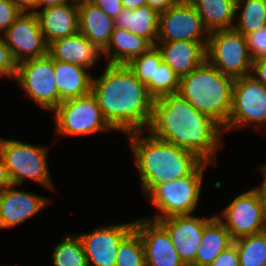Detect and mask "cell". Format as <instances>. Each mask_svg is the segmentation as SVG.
Here are the masks:
<instances>
[{"label": "cell", "mask_w": 266, "mask_h": 266, "mask_svg": "<svg viewBox=\"0 0 266 266\" xmlns=\"http://www.w3.org/2000/svg\"><path fill=\"white\" fill-rule=\"evenodd\" d=\"M148 133L155 138L195 153L216 165L223 145V128L211 117L197 111L178 92L154 100Z\"/></svg>", "instance_id": "obj_1"}, {"label": "cell", "mask_w": 266, "mask_h": 266, "mask_svg": "<svg viewBox=\"0 0 266 266\" xmlns=\"http://www.w3.org/2000/svg\"><path fill=\"white\" fill-rule=\"evenodd\" d=\"M91 93L114 131L146 132L155 99L127 64H106L99 78L93 76Z\"/></svg>", "instance_id": "obj_2"}, {"label": "cell", "mask_w": 266, "mask_h": 266, "mask_svg": "<svg viewBox=\"0 0 266 266\" xmlns=\"http://www.w3.org/2000/svg\"><path fill=\"white\" fill-rule=\"evenodd\" d=\"M144 134L139 131L126 135L146 195L158 184L191 175L204 162L191 151Z\"/></svg>", "instance_id": "obj_3"}, {"label": "cell", "mask_w": 266, "mask_h": 266, "mask_svg": "<svg viewBox=\"0 0 266 266\" xmlns=\"http://www.w3.org/2000/svg\"><path fill=\"white\" fill-rule=\"evenodd\" d=\"M234 80L205 60L180 78L178 93L224 128L231 110Z\"/></svg>", "instance_id": "obj_4"}, {"label": "cell", "mask_w": 266, "mask_h": 266, "mask_svg": "<svg viewBox=\"0 0 266 266\" xmlns=\"http://www.w3.org/2000/svg\"><path fill=\"white\" fill-rule=\"evenodd\" d=\"M208 165L211 164L203 162L191 175L156 185L145 196L159 212L146 219L157 221L173 215L192 214L200 199L203 172Z\"/></svg>", "instance_id": "obj_5"}, {"label": "cell", "mask_w": 266, "mask_h": 266, "mask_svg": "<svg viewBox=\"0 0 266 266\" xmlns=\"http://www.w3.org/2000/svg\"><path fill=\"white\" fill-rule=\"evenodd\" d=\"M0 154L12 181L19 186L31 179L54 190L48 166V148L13 139L0 137Z\"/></svg>", "instance_id": "obj_6"}, {"label": "cell", "mask_w": 266, "mask_h": 266, "mask_svg": "<svg viewBox=\"0 0 266 266\" xmlns=\"http://www.w3.org/2000/svg\"><path fill=\"white\" fill-rule=\"evenodd\" d=\"M206 60L234 79L252 74L253 59L246 37L234 28L209 33Z\"/></svg>", "instance_id": "obj_7"}, {"label": "cell", "mask_w": 266, "mask_h": 266, "mask_svg": "<svg viewBox=\"0 0 266 266\" xmlns=\"http://www.w3.org/2000/svg\"><path fill=\"white\" fill-rule=\"evenodd\" d=\"M53 112L56 134L60 136H86L114 131L104 119L92 93L62 101Z\"/></svg>", "instance_id": "obj_8"}, {"label": "cell", "mask_w": 266, "mask_h": 266, "mask_svg": "<svg viewBox=\"0 0 266 266\" xmlns=\"http://www.w3.org/2000/svg\"><path fill=\"white\" fill-rule=\"evenodd\" d=\"M247 125L266 131V87L252 74L234 80L231 110L223 132Z\"/></svg>", "instance_id": "obj_9"}, {"label": "cell", "mask_w": 266, "mask_h": 266, "mask_svg": "<svg viewBox=\"0 0 266 266\" xmlns=\"http://www.w3.org/2000/svg\"><path fill=\"white\" fill-rule=\"evenodd\" d=\"M218 219L233 240L266 230V197L261 186L254 187L232 200ZM221 217V218H220Z\"/></svg>", "instance_id": "obj_10"}, {"label": "cell", "mask_w": 266, "mask_h": 266, "mask_svg": "<svg viewBox=\"0 0 266 266\" xmlns=\"http://www.w3.org/2000/svg\"><path fill=\"white\" fill-rule=\"evenodd\" d=\"M14 81L41 109L53 111L60 104L54 60L48 54L17 64Z\"/></svg>", "instance_id": "obj_11"}, {"label": "cell", "mask_w": 266, "mask_h": 266, "mask_svg": "<svg viewBox=\"0 0 266 266\" xmlns=\"http://www.w3.org/2000/svg\"><path fill=\"white\" fill-rule=\"evenodd\" d=\"M209 32L189 0L159 13L157 41H208Z\"/></svg>", "instance_id": "obj_12"}, {"label": "cell", "mask_w": 266, "mask_h": 266, "mask_svg": "<svg viewBox=\"0 0 266 266\" xmlns=\"http://www.w3.org/2000/svg\"><path fill=\"white\" fill-rule=\"evenodd\" d=\"M2 35L16 64L48 54L36 13L22 12Z\"/></svg>", "instance_id": "obj_13"}, {"label": "cell", "mask_w": 266, "mask_h": 266, "mask_svg": "<svg viewBox=\"0 0 266 266\" xmlns=\"http://www.w3.org/2000/svg\"><path fill=\"white\" fill-rule=\"evenodd\" d=\"M134 230V221L95 228L79 233L89 266H115L120 243Z\"/></svg>", "instance_id": "obj_14"}, {"label": "cell", "mask_w": 266, "mask_h": 266, "mask_svg": "<svg viewBox=\"0 0 266 266\" xmlns=\"http://www.w3.org/2000/svg\"><path fill=\"white\" fill-rule=\"evenodd\" d=\"M209 218L195 217L191 214L173 215L157 222L167 231L181 261L185 266H194V260Z\"/></svg>", "instance_id": "obj_15"}, {"label": "cell", "mask_w": 266, "mask_h": 266, "mask_svg": "<svg viewBox=\"0 0 266 266\" xmlns=\"http://www.w3.org/2000/svg\"><path fill=\"white\" fill-rule=\"evenodd\" d=\"M134 230L142 240L146 266H185L169 234L157 221L136 219Z\"/></svg>", "instance_id": "obj_16"}, {"label": "cell", "mask_w": 266, "mask_h": 266, "mask_svg": "<svg viewBox=\"0 0 266 266\" xmlns=\"http://www.w3.org/2000/svg\"><path fill=\"white\" fill-rule=\"evenodd\" d=\"M14 187L12 184L0 192V230L20 225L51 202L49 198Z\"/></svg>", "instance_id": "obj_17"}, {"label": "cell", "mask_w": 266, "mask_h": 266, "mask_svg": "<svg viewBox=\"0 0 266 266\" xmlns=\"http://www.w3.org/2000/svg\"><path fill=\"white\" fill-rule=\"evenodd\" d=\"M208 41H157L162 61L180 78L190 73L206 60Z\"/></svg>", "instance_id": "obj_18"}, {"label": "cell", "mask_w": 266, "mask_h": 266, "mask_svg": "<svg viewBox=\"0 0 266 266\" xmlns=\"http://www.w3.org/2000/svg\"><path fill=\"white\" fill-rule=\"evenodd\" d=\"M36 14L47 45L79 32L78 6L70 1L37 10Z\"/></svg>", "instance_id": "obj_19"}, {"label": "cell", "mask_w": 266, "mask_h": 266, "mask_svg": "<svg viewBox=\"0 0 266 266\" xmlns=\"http://www.w3.org/2000/svg\"><path fill=\"white\" fill-rule=\"evenodd\" d=\"M48 55L57 61L68 62L86 68H92L102 52L80 32L48 45Z\"/></svg>", "instance_id": "obj_20"}, {"label": "cell", "mask_w": 266, "mask_h": 266, "mask_svg": "<svg viewBox=\"0 0 266 266\" xmlns=\"http://www.w3.org/2000/svg\"><path fill=\"white\" fill-rule=\"evenodd\" d=\"M78 24L79 32L101 52L107 48L115 28L112 17L91 2L78 6Z\"/></svg>", "instance_id": "obj_21"}, {"label": "cell", "mask_w": 266, "mask_h": 266, "mask_svg": "<svg viewBox=\"0 0 266 266\" xmlns=\"http://www.w3.org/2000/svg\"><path fill=\"white\" fill-rule=\"evenodd\" d=\"M87 69L89 68L54 60L55 82L60 103L91 93L93 76Z\"/></svg>", "instance_id": "obj_22"}, {"label": "cell", "mask_w": 266, "mask_h": 266, "mask_svg": "<svg viewBox=\"0 0 266 266\" xmlns=\"http://www.w3.org/2000/svg\"><path fill=\"white\" fill-rule=\"evenodd\" d=\"M153 45L145 38L115 27L107 48L102 55L107 58V64H128L133 58L141 56Z\"/></svg>", "instance_id": "obj_23"}, {"label": "cell", "mask_w": 266, "mask_h": 266, "mask_svg": "<svg viewBox=\"0 0 266 266\" xmlns=\"http://www.w3.org/2000/svg\"><path fill=\"white\" fill-rule=\"evenodd\" d=\"M115 27L147 39L153 46L157 43L159 13L148 5L134 10L122 8L114 18Z\"/></svg>", "instance_id": "obj_24"}, {"label": "cell", "mask_w": 266, "mask_h": 266, "mask_svg": "<svg viewBox=\"0 0 266 266\" xmlns=\"http://www.w3.org/2000/svg\"><path fill=\"white\" fill-rule=\"evenodd\" d=\"M233 241L229 231L215 215L204 227L194 266H208Z\"/></svg>", "instance_id": "obj_25"}, {"label": "cell", "mask_w": 266, "mask_h": 266, "mask_svg": "<svg viewBox=\"0 0 266 266\" xmlns=\"http://www.w3.org/2000/svg\"><path fill=\"white\" fill-rule=\"evenodd\" d=\"M208 32L234 28L237 0H189Z\"/></svg>", "instance_id": "obj_26"}, {"label": "cell", "mask_w": 266, "mask_h": 266, "mask_svg": "<svg viewBox=\"0 0 266 266\" xmlns=\"http://www.w3.org/2000/svg\"><path fill=\"white\" fill-rule=\"evenodd\" d=\"M238 16V24H234V29L243 35L266 25V8L262 0H237L236 17Z\"/></svg>", "instance_id": "obj_27"}, {"label": "cell", "mask_w": 266, "mask_h": 266, "mask_svg": "<svg viewBox=\"0 0 266 266\" xmlns=\"http://www.w3.org/2000/svg\"><path fill=\"white\" fill-rule=\"evenodd\" d=\"M240 266H266V230L233 241Z\"/></svg>", "instance_id": "obj_28"}, {"label": "cell", "mask_w": 266, "mask_h": 266, "mask_svg": "<svg viewBox=\"0 0 266 266\" xmlns=\"http://www.w3.org/2000/svg\"><path fill=\"white\" fill-rule=\"evenodd\" d=\"M54 266H89L78 234H67L52 252Z\"/></svg>", "instance_id": "obj_29"}, {"label": "cell", "mask_w": 266, "mask_h": 266, "mask_svg": "<svg viewBox=\"0 0 266 266\" xmlns=\"http://www.w3.org/2000/svg\"><path fill=\"white\" fill-rule=\"evenodd\" d=\"M180 77L165 62H161L155 69L154 78L147 84L149 93L154 99L162 96L177 93Z\"/></svg>", "instance_id": "obj_30"}, {"label": "cell", "mask_w": 266, "mask_h": 266, "mask_svg": "<svg viewBox=\"0 0 266 266\" xmlns=\"http://www.w3.org/2000/svg\"><path fill=\"white\" fill-rule=\"evenodd\" d=\"M115 266H146L143 243L135 230L120 243Z\"/></svg>", "instance_id": "obj_31"}, {"label": "cell", "mask_w": 266, "mask_h": 266, "mask_svg": "<svg viewBox=\"0 0 266 266\" xmlns=\"http://www.w3.org/2000/svg\"><path fill=\"white\" fill-rule=\"evenodd\" d=\"M162 62V56L156 46H152L141 56L133 58L127 65L135 76L145 85L154 78L155 69Z\"/></svg>", "instance_id": "obj_32"}, {"label": "cell", "mask_w": 266, "mask_h": 266, "mask_svg": "<svg viewBox=\"0 0 266 266\" xmlns=\"http://www.w3.org/2000/svg\"><path fill=\"white\" fill-rule=\"evenodd\" d=\"M250 55L253 60L266 57V25L245 35Z\"/></svg>", "instance_id": "obj_33"}, {"label": "cell", "mask_w": 266, "mask_h": 266, "mask_svg": "<svg viewBox=\"0 0 266 266\" xmlns=\"http://www.w3.org/2000/svg\"><path fill=\"white\" fill-rule=\"evenodd\" d=\"M22 11L11 0H0L1 35L15 22Z\"/></svg>", "instance_id": "obj_34"}, {"label": "cell", "mask_w": 266, "mask_h": 266, "mask_svg": "<svg viewBox=\"0 0 266 266\" xmlns=\"http://www.w3.org/2000/svg\"><path fill=\"white\" fill-rule=\"evenodd\" d=\"M17 64L15 63L10 49L5 43L3 35L0 34V77L6 76L14 80Z\"/></svg>", "instance_id": "obj_35"}, {"label": "cell", "mask_w": 266, "mask_h": 266, "mask_svg": "<svg viewBox=\"0 0 266 266\" xmlns=\"http://www.w3.org/2000/svg\"><path fill=\"white\" fill-rule=\"evenodd\" d=\"M208 266H240L236 245H230Z\"/></svg>", "instance_id": "obj_36"}, {"label": "cell", "mask_w": 266, "mask_h": 266, "mask_svg": "<svg viewBox=\"0 0 266 266\" xmlns=\"http://www.w3.org/2000/svg\"><path fill=\"white\" fill-rule=\"evenodd\" d=\"M92 3L113 19L116 18L123 8L121 0H93Z\"/></svg>", "instance_id": "obj_37"}, {"label": "cell", "mask_w": 266, "mask_h": 266, "mask_svg": "<svg viewBox=\"0 0 266 266\" xmlns=\"http://www.w3.org/2000/svg\"><path fill=\"white\" fill-rule=\"evenodd\" d=\"M252 75L266 87V57L253 60Z\"/></svg>", "instance_id": "obj_38"}, {"label": "cell", "mask_w": 266, "mask_h": 266, "mask_svg": "<svg viewBox=\"0 0 266 266\" xmlns=\"http://www.w3.org/2000/svg\"><path fill=\"white\" fill-rule=\"evenodd\" d=\"M12 185L7 166L5 165L4 159L0 154V192Z\"/></svg>", "instance_id": "obj_39"}, {"label": "cell", "mask_w": 266, "mask_h": 266, "mask_svg": "<svg viewBox=\"0 0 266 266\" xmlns=\"http://www.w3.org/2000/svg\"><path fill=\"white\" fill-rule=\"evenodd\" d=\"M178 1L179 0H147V5L156 10L158 13H161Z\"/></svg>", "instance_id": "obj_40"}, {"label": "cell", "mask_w": 266, "mask_h": 266, "mask_svg": "<svg viewBox=\"0 0 266 266\" xmlns=\"http://www.w3.org/2000/svg\"><path fill=\"white\" fill-rule=\"evenodd\" d=\"M22 12L36 13L37 0H11Z\"/></svg>", "instance_id": "obj_41"}, {"label": "cell", "mask_w": 266, "mask_h": 266, "mask_svg": "<svg viewBox=\"0 0 266 266\" xmlns=\"http://www.w3.org/2000/svg\"><path fill=\"white\" fill-rule=\"evenodd\" d=\"M69 0H37L36 10L44 9L50 6H59L67 3Z\"/></svg>", "instance_id": "obj_42"}, {"label": "cell", "mask_w": 266, "mask_h": 266, "mask_svg": "<svg viewBox=\"0 0 266 266\" xmlns=\"http://www.w3.org/2000/svg\"><path fill=\"white\" fill-rule=\"evenodd\" d=\"M121 2L123 8L131 10L147 5V0H121Z\"/></svg>", "instance_id": "obj_43"}, {"label": "cell", "mask_w": 266, "mask_h": 266, "mask_svg": "<svg viewBox=\"0 0 266 266\" xmlns=\"http://www.w3.org/2000/svg\"><path fill=\"white\" fill-rule=\"evenodd\" d=\"M259 167H260L259 169L261 170V172L263 174L262 175L263 176V181L261 182L262 184L260 186L263 189L265 197H266V165L265 164L264 165H260Z\"/></svg>", "instance_id": "obj_44"}, {"label": "cell", "mask_w": 266, "mask_h": 266, "mask_svg": "<svg viewBox=\"0 0 266 266\" xmlns=\"http://www.w3.org/2000/svg\"><path fill=\"white\" fill-rule=\"evenodd\" d=\"M71 3H73L74 5L76 6H80V5H83V4H88V3H91L93 2V0H69Z\"/></svg>", "instance_id": "obj_45"}, {"label": "cell", "mask_w": 266, "mask_h": 266, "mask_svg": "<svg viewBox=\"0 0 266 266\" xmlns=\"http://www.w3.org/2000/svg\"><path fill=\"white\" fill-rule=\"evenodd\" d=\"M262 1H263V4H264L265 8H266V0H262Z\"/></svg>", "instance_id": "obj_46"}]
</instances>
